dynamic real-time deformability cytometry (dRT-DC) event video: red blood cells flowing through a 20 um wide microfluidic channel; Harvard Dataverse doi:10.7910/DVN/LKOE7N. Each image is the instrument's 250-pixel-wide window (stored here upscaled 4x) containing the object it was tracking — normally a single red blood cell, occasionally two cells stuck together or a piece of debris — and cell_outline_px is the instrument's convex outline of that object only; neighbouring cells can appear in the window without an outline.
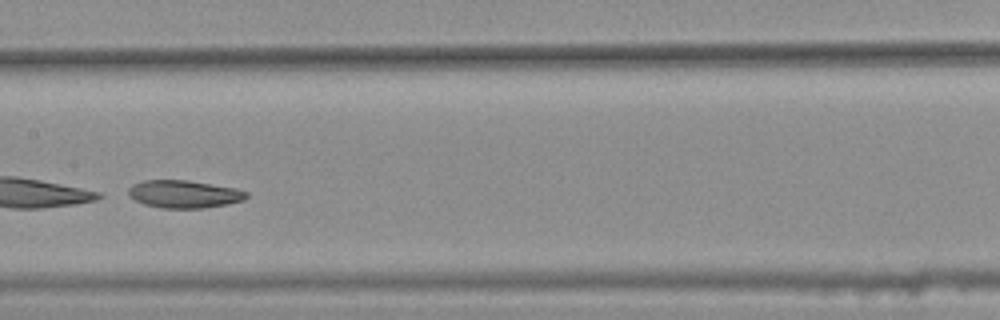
{"species": "common noctule bat (a hibernating species)", "species_latin": "Nyctalus noctula", "temperature_condition": "warm", "stored_images_in_passage": 9, "camera_frame_rate_fps": 3000, "um_per_image_px": 0.085, "animal": {"sex": "female", "body_mass_g": 25.1}, "frame": {"image": 1, "passage_image": 7, "time_ms": 2.0, "image_size_px": [1000, 320], "cell_outline_px": [[248, 196], [244, 200], [228, 204], [204, 208], [160, 208], [144, 204], [128, 196], [128, 188], [132, 184], [144, 180], [188, 180], [236, 188], [248, 192]], "centroid_in_image_um": [15.64, 16.5], "position_along_channel_um": 191.8, "area_um2": 19.19}}
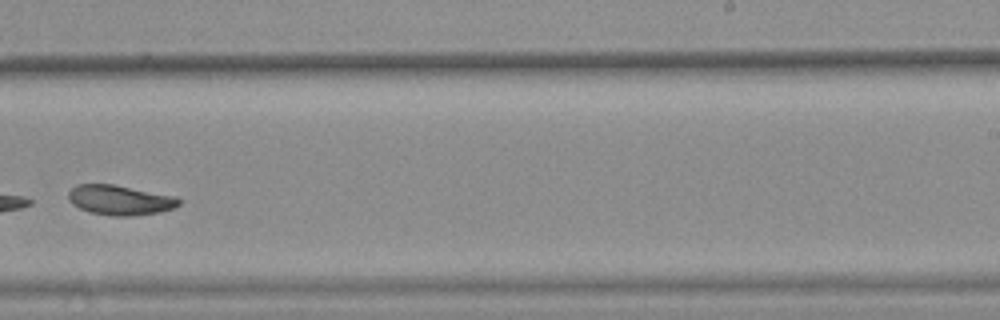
{"frame": {"image": 2, "passage_image": 9, "time_ms": 2.667, "image_size_px": [1000, 320], "cell_outline_px": [[180, 204], [172, 208], [160, 212], [132, 216], [112, 216], [92, 212], [80, 208], [72, 204], [68, 200], [68, 192], [76, 184], [112, 184], [176, 196], [180, 200]], "centroid_in_image_um": [10.18, 17.0], "position_along_channel_um": 278.8, "area_um2": 19.19}}